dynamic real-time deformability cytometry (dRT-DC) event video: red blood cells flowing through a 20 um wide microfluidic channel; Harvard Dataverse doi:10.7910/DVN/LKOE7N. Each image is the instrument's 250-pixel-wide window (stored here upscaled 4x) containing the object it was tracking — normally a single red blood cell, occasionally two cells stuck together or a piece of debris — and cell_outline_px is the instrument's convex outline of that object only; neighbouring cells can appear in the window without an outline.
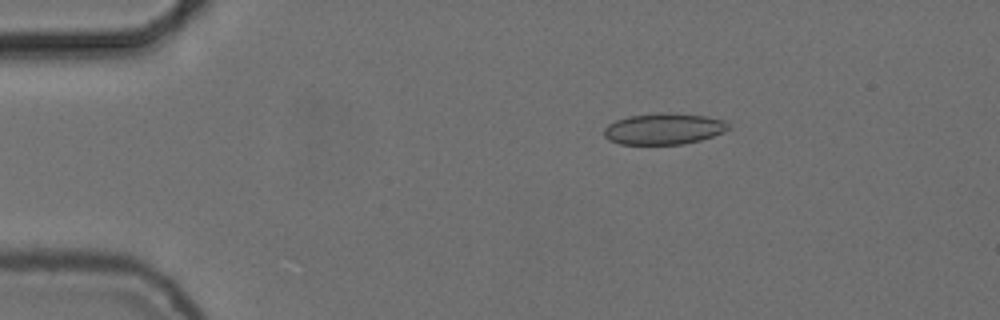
{"species": "common noctule bat (a hibernating species)", "species_latin": "Nyctalus noctula", "temperature_condition": "cold", "stored_images_in_passage": 46, "camera_frame_rate_fps": 3000, "um_per_image_px": 0.085, "animal": {"sex": "female", "body_mass_g": 24.6, "forearm_length_mm": 56.2}, "frame": {"image": 1, "passage_image": 1, "time_ms": 0.0, "image_size_px": [1000, 320], "cell_outline_px": [[732, 128], [724, 132], [700, 140], [684, 144], [620, 144], [608, 140], [604, 136], [604, 128], [608, 124], [616, 120], [628, 116], [660, 112], [672, 112], [704, 116], [724, 120]], "centroid_in_image_um": [56.42, 10.94], "position_along_channel_um": 28.6, "area_um2": 22.83}}
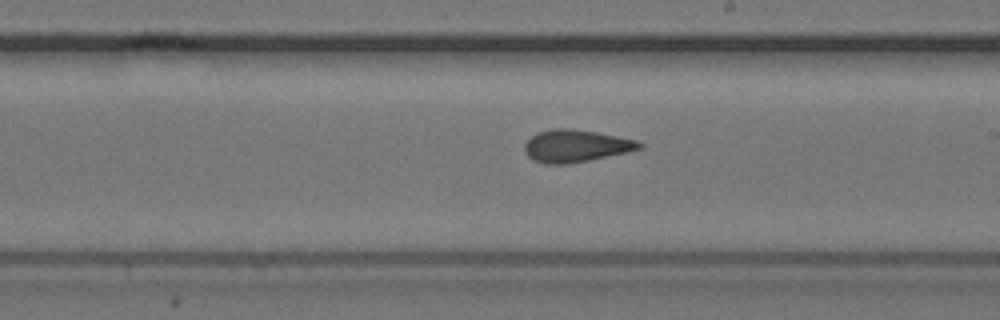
{"frame": {"image": 2, "passage_image": 23, "time_ms": 7.333, "image_size_px": [1000, 320], "cell_outline_px": [[644, 148], [628, 152], [568, 164], [544, 164], [532, 160], [524, 152], [524, 144], [536, 132], [556, 128], [572, 128], [596, 132], [636, 140], [644, 144]], "centroid_in_image_um": [48.93, 12.4], "position_along_channel_um": 240.1, "area_um2": 21.73}}
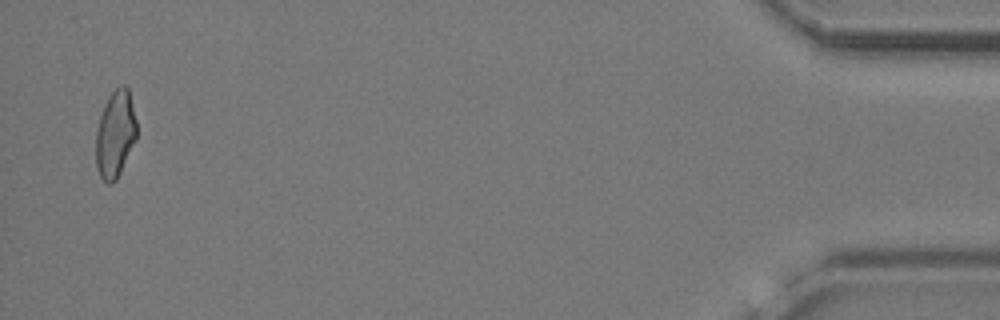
{"frame": {"image": 3, "passage_image": 45, "time_ms": 14.667, "image_size_px": [1000, 320], "cell_outline_px": [[136, 140], [116, 180], [112, 184], [108, 184], [100, 176], [96, 164], [96, 128], [104, 104], [112, 92], [120, 84], [124, 84], [128, 88], [136, 120]], "centroid_in_image_um": [9.79, 11.39], "position_along_channel_um": 425.4, "area_um2": 20.63}, "authors_computed_cell_mechanics": {"area_um2": 21.5016, "velocity_mm_per_s": 3.7219, "shape_relaxation_time_tau1_ms": 9.9267, "shape_relaxation_time_tau2_ms": 1.8714, "deformation_change_tau1": 0.1794, "deformation_change_tau2": 0.0801}}